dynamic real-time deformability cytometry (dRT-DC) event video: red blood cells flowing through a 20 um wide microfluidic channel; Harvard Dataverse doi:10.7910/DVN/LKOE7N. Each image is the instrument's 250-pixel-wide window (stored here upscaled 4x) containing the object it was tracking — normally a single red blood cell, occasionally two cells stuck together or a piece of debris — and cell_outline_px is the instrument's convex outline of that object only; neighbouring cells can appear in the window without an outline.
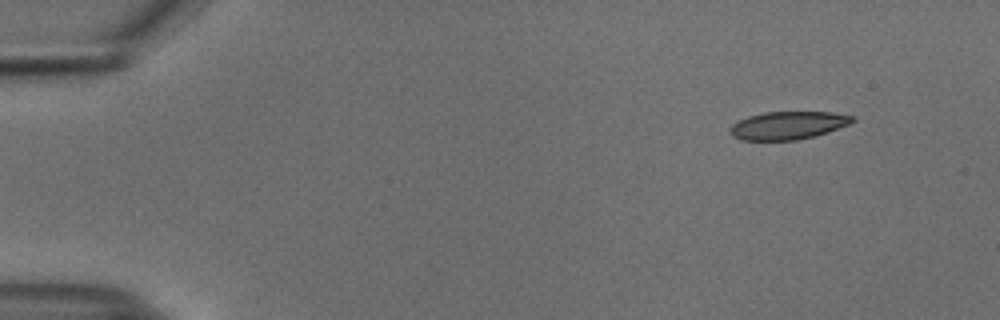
{"species": "common noctule bat (a hibernating species)", "species_latin": "Nyctalus noctula", "temperature_condition": "cold", "stored_images_in_passage": 31, "camera_frame_rate_fps": 3000, "um_per_image_px": 0.085, "animal": {"sex": "male", "body_mass_g": 18.8}, "frame": {"image": 1, "passage_image": 1, "time_ms": 0.0, "image_size_px": [1000, 320], "cell_outline_px": [[856, 120], [848, 124], [812, 136], [796, 140], [740, 140], [732, 136], [732, 124], [748, 116], [764, 112], [832, 112], [852, 116]], "centroid_in_image_um": [66.95, 10.65], "position_along_channel_um": 18.1, "area_um2": 19.48}}
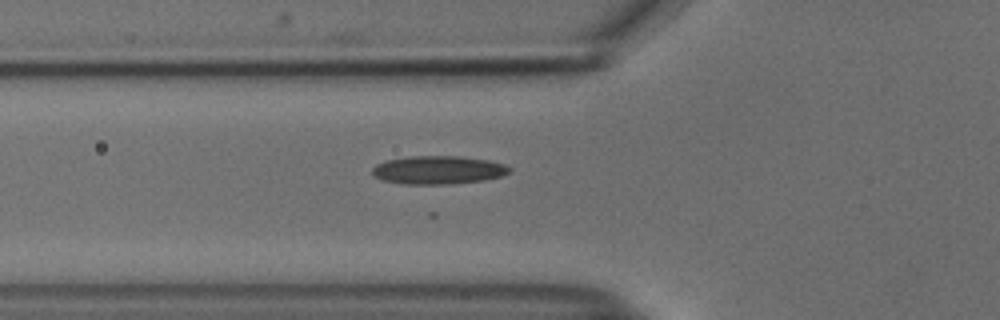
{"frame": {"image": 2, "passage_image": 15, "time_ms": 4.667, "image_size_px": [1000, 320], "cell_outline_px": [[512, 172], [500, 176], [484, 180], [448, 184], [404, 184], [380, 180], [372, 176], [372, 168], [376, 164], [384, 160], [408, 156], [460, 156], [488, 160], [504, 164], [512, 168]], "centroid_in_image_um": [37.21, 14.44], "position_along_channel_um": 88.6, "area_um2": 22.89}}
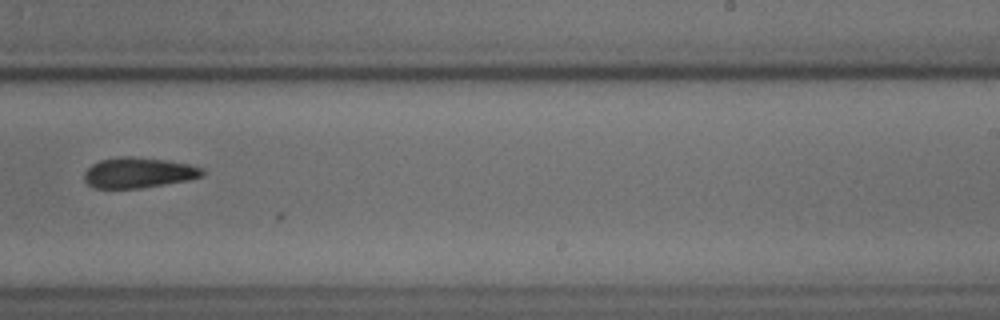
{"frame": {"image": 3, "passage_image": 30, "time_ms": 9.667, "image_size_px": [1000, 320], "cell_outline_px": [[204, 176], [188, 180], [140, 188], [96, 188], [88, 184], [84, 180], [84, 172], [92, 164], [100, 160], [120, 156], [132, 156], [164, 160], [188, 164], [204, 168]], "centroid_in_image_um": [11.77, 14.67], "position_along_channel_um": 277.2, "area_um2": 20.92}}